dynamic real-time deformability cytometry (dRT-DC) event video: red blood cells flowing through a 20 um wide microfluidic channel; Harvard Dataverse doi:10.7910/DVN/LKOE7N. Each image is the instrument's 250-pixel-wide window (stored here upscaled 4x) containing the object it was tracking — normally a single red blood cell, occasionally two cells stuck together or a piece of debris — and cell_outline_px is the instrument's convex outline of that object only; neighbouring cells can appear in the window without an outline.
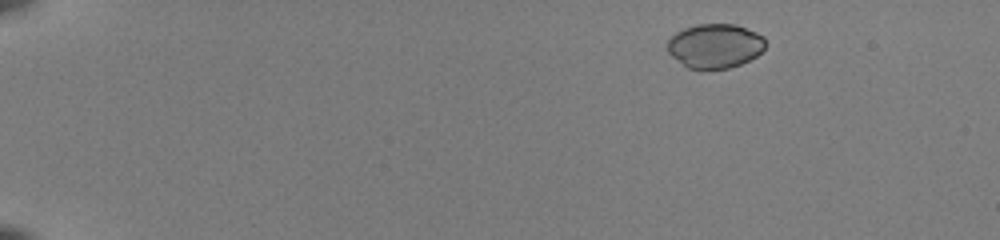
{"species": "common noctule bat (a hibernating species)", "species_latin": "Nyctalus noctula", "temperature_condition": "room temperature", "stored_images_in_passage": 47, "camera_frame_rate_fps": 3000, "um_per_image_px": 0.085, "animal": {"sex": "female", "body_mass_g": 22.0, "forearm_length_mm": 56.7}, "frame": {"image": 1, "passage_image": 2, "time_ms": 0.333, "image_size_px": [1000, 240], "cell_outline_px": [[764, 48], [756, 56], [740, 64], [728, 68], [688, 68], [672, 56], [668, 52], [668, 40], [676, 32], [684, 28], [696, 24], [736, 24], [756, 32], [764, 36]], "centroid_in_image_um": [60.77, 3.88], "position_along_channel_um": 24.2, "area_um2": 25.03}}
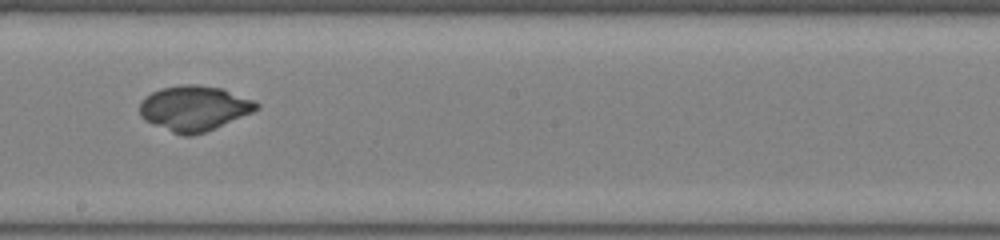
{"frame": {"image": 2, "passage_image": 27, "time_ms": 8.667, "image_size_px": [1000, 240], "cell_outline_px": [[260, 108], [252, 112], [204, 132], [192, 136], [184, 136], [172, 132], [152, 124], [144, 120], [140, 116], [140, 104], [144, 96], [160, 88], [180, 84], [196, 84], [224, 88], [256, 100], [260, 104]], "centroid_in_image_um": [16.51, 9.18], "position_along_channel_um": 231.7, "area_um2": 30.98}}
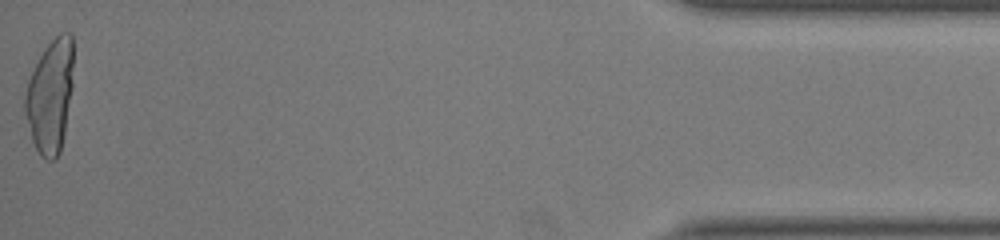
{"frame": {"image": 3, "passage_image": 47, "time_ms": 15.333, "image_size_px": [1000, 240], "cell_outline_px": [[72, 88], [64, 132], [60, 152], [56, 160], [48, 160], [40, 156], [32, 140], [24, 112], [24, 96], [28, 80], [44, 48], [60, 32], [72, 32]], "centroid_in_image_um": [4.26, 8.17], "position_along_channel_um": 430.9, "area_um2": 31.85}, "authors_computed_cell_mechanics": {"area_um2": 29.8248, "velocity_mm_per_s": 4.0183, "shape_relaxation_time_tau1_ms": null, "shape_relaxation_time_tau2_ms": 1.0087, "deformation_change_tau1": null, "deformation_change_tau2": 0.0193}}